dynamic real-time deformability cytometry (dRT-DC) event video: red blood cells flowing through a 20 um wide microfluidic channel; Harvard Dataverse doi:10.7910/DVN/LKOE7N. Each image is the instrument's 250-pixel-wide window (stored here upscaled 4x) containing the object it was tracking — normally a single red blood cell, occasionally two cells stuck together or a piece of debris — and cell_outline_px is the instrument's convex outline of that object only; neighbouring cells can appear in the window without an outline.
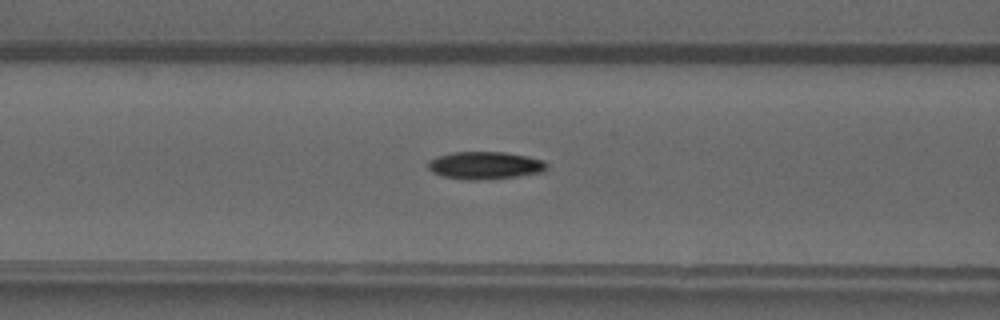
{"species": "common noctule bat (a hibernating species)", "species_latin": "Nyctalus noctula", "temperature_condition": "warm", "stored_images_in_passage": 50, "camera_frame_rate_fps": 3000, "um_per_image_px": 0.085, "animal": {"sex": "male", "forearm_length_mm": 52.5}, "frame": {"image": 1, "passage_image": 21, "time_ms": 6.667, "image_size_px": [1000, 320], "cell_outline_px": [[548, 168], [544, 172], [516, 176], [480, 180], [464, 180], [440, 176], [432, 172], [428, 168], [428, 160], [436, 156], [452, 152], [504, 152], [528, 156], [544, 160], [548, 164]], "centroid_in_image_um": [41.21, 14.06], "position_along_channel_um": 125.4, "area_um2": 19.36}}
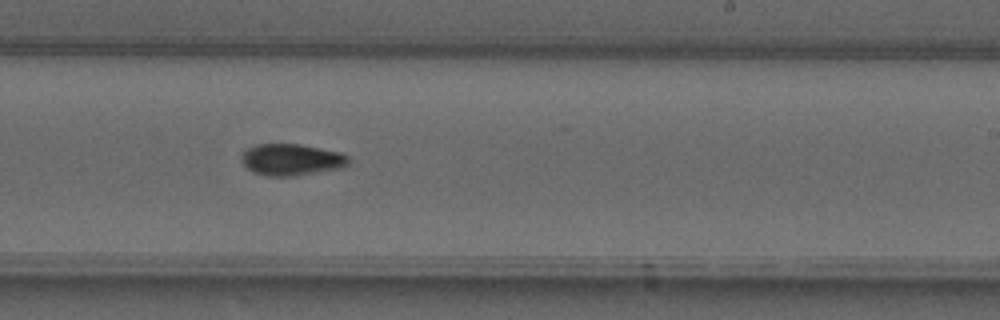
{"frame": {"image": 2, "passage_image": 31, "time_ms": 10.0, "image_size_px": [1000, 320], "cell_outline_px": [[352, 160], [344, 168], [296, 176], [264, 176], [252, 172], [240, 160], [240, 156], [248, 148], [256, 144], [300, 144], [340, 152], [348, 156]], "centroid_in_image_um": [24.8, 13.58], "position_along_channel_um": 264.2, "area_um2": 20.06}}
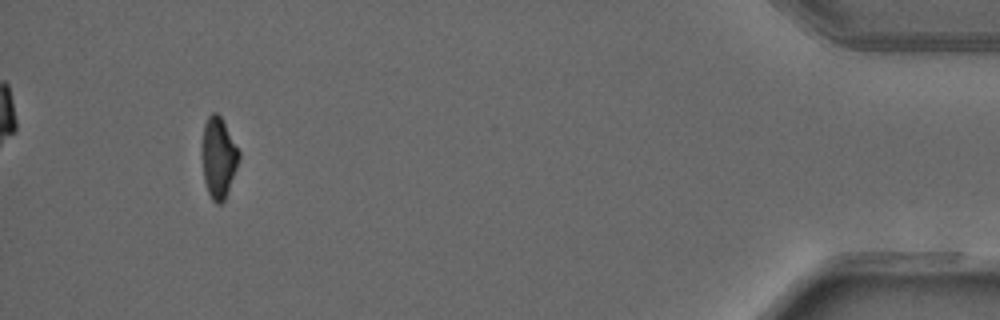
{"frame": {"image": 3, "passage_image": 47, "time_ms": 15.333, "image_size_px": [1000, 320], "cell_outline_px": [[240, 156], [236, 168], [224, 200], [220, 204], [216, 204], [212, 200], [208, 192], [204, 180], [204, 124], [208, 116], [212, 112], [216, 112], [220, 116], [240, 152]], "centroid_in_image_um": [18.59, 13.41], "position_along_channel_um": 416.6, "area_um2": 16.59}, "authors_computed_cell_mechanics": {"area_um2": 18.4093, "velocity_mm_per_s": 4.1796, "shape_relaxation_time_tau1_ms": null, "shape_relaxation_time_tau2_ms": 4.1435, "deformation_change_tau1": null, "deformation_change_tau2": 0.089}}